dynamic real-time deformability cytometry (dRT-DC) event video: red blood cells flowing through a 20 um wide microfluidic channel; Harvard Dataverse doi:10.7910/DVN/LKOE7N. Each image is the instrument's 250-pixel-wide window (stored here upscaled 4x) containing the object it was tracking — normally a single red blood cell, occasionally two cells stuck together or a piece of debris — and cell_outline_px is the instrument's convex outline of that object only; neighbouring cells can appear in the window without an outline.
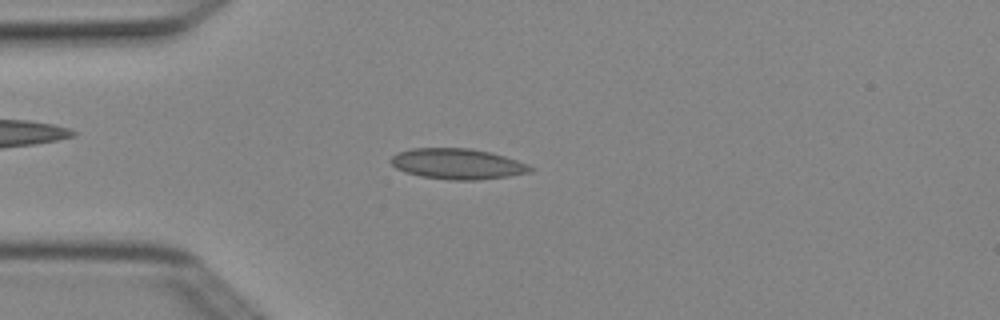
{"species": "Egyptian fruit bat (a non-hibernating species)", "species_latin": "Rousettus aegyptiacus", "temperature_condition": "cold", "stored_images_in_passage": 3, "camera_frame_rate_fps": 3000, "um_per_image_px": 0.085, "animal": {"sex": "female"}, "frame": {"image": 1, "passage_image": 3, "time_ms": 0.667, "image_size_px": [1000, 320], "cell_outline_px": [[536, 168], [532, 172], [508, 176], [476, 180], [452, 180], [420, 176], [404, 172], [396, 168], [388, 160], [396, 152], [412, 148], [472, 148], [492, 152], [528, 164]], "centroid_in_image_um": [38.88, 13.92], "position_along_channel_um": 46.1, "area_um2": 25.14}}